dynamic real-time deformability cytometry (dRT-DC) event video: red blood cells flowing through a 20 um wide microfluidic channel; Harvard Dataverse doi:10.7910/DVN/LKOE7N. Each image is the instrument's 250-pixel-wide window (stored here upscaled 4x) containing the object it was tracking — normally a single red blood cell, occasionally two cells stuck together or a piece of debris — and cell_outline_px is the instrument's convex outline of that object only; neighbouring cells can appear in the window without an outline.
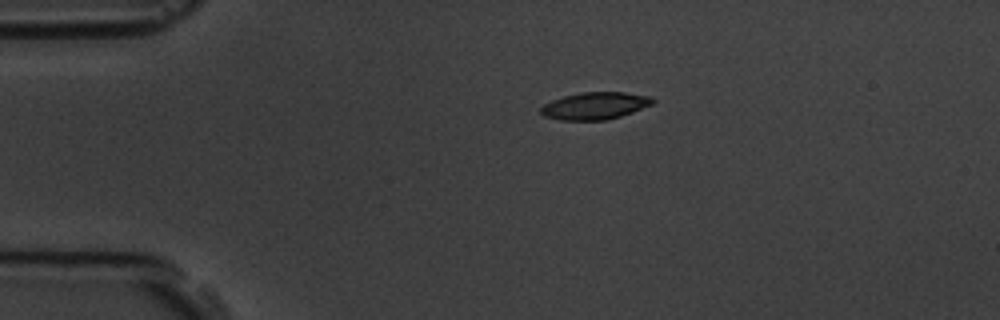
{"species": "common noctule bat (a hibernating species)", "species_latin": "Nyctalus noctula", "temperature_condition": "room temperature", "stored_images_in_passage": 4, "camera_frame_rate_fps": 3000, "um_per_image_px": 0.085, "animal": {"sex": "male", "body_mass_g": 19.5, "forearm_length_mm": 54.6}, "frame": {"image": 1, "passage_image": 1, "time_ms": 0.0, "image_size_px": [1000, 320], "cell_outline_px": [[656, 100], [652, 104], [632, 112], [608, 120], [560, 120], [544, 116], [540, 112], [540, 108], [544, 104], [552, 100], [564, 96], [580, 92], [624, 92], [652, 96]], "centroid_in_image_um": [50.58, 8.99], "position_along_channel_um": 34.4, "area_um2": 17.8}}
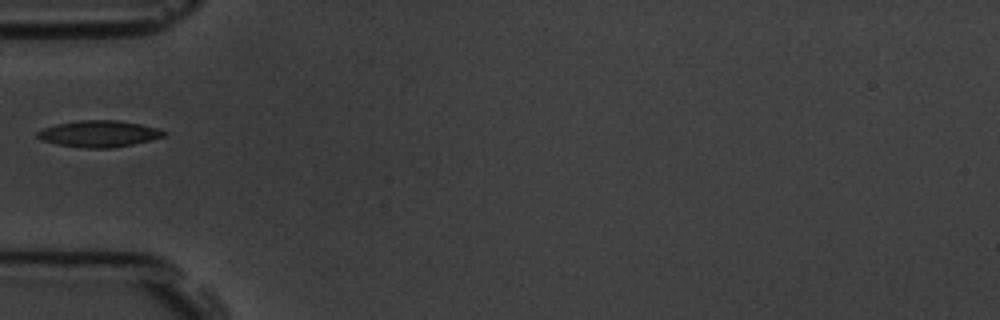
{"frame": {"image": 2, "passage_image": 3, "time_ms": 2.333, "image_size_px": [1000, 320], "cell_outline_px": [[168, 132], [164, 136], [132, 144], [112, 148], [88, 148], [56, 144], [44, 140], [36, 136], [36, 132], [44, 128], [56, 124], [80, 120], [120, 120], [140, 124], [156, 128]], "centroid_in_image_um": [8.4, 11.36], "position_along_channel_um": 76.6, "area_um2": 19.31}}
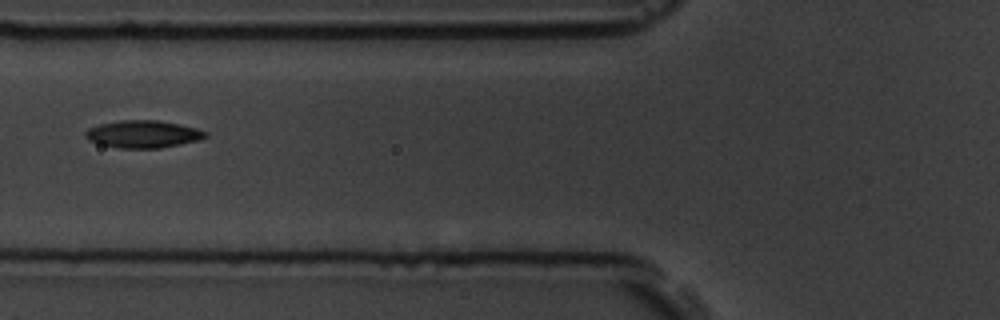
{"frame": {"image": 3, "passage_image": 4, "time_ms": 3.333, "image_size_px": [1000, 320], "cell_outline_px": [[208, 136], [200, 140], [160, 148], [120, 148], [100, 144], [88, 140], [84, 136], [84, 132], [88, 128], [100, 124], [120, 120], [156, 120], [180, 124], [196, 128], [208, 132]], "centroid_in_image_um": [12.16, 11.4], "position_along_channel_um": 113.6, "area_um2": 19.25}}